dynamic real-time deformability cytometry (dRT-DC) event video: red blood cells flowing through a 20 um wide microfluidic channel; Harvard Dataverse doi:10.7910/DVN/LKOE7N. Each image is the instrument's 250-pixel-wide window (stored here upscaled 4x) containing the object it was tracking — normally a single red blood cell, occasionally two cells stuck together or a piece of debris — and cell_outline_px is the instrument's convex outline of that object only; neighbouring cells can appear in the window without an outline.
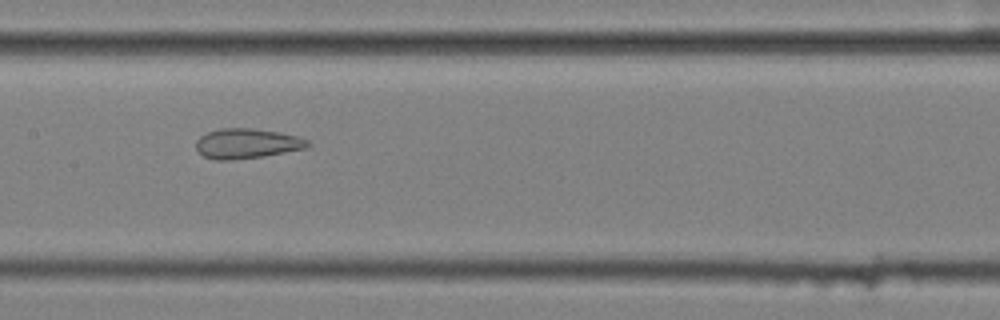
{"species": "common noctule bat (a hibernating species)", "species_latin": "Nyctalus noctula", "temperature_condition": "cold", "stored_images_in_passage": 8, "camera_frame_rate_fps": 3000, "um_per_image_px": 0.085, "animal": {"sex": "female", "body_mass_g": 25.1}, "frame": {"image": 1, "passage_image": 7, "time_ms": 2.0, "image_size_px": [1000, 320], "cell_outline_px": [[312, 144], [308, 148], [264, 156], [232, 160], [216, 160], [204, 156], [196, 148], [196, 140], [200, 136], [208, 132], [220, 128], [252, 128], [280, 132], [296, 136], [308, 140]], "centroid_in_image_um": [21.01, 12.2], "position_along_channel_um": 186.4, "area_um2": 19.59}}
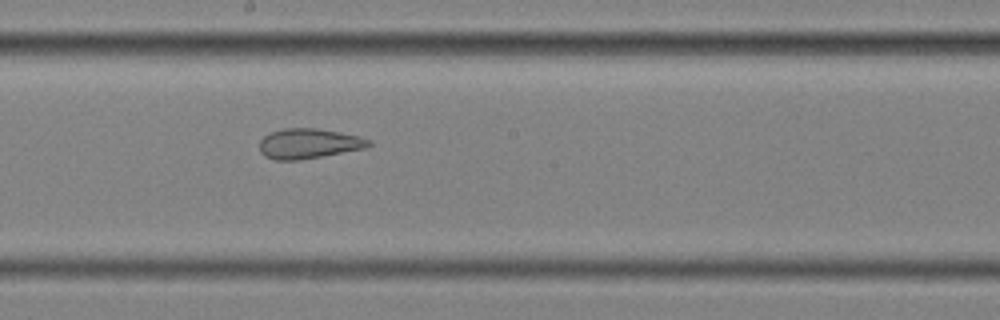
{"frame": {"image": 2, "passage_image": 8, "time_ms": 2.333, "image_size_px": [1000, 320], "cell_outline_px": [[372, 144], [368, 148], [300, 160], [276, 160], [264, 156], [260, 152], [260, 140], [264, 136], [272, 132], [284, 128], [316, 128], [340, 132], [360, 136], [372, 140]], "centroid_in_image_um": [26.28, 12.21], "position_along_channel_um": 221.9, "area_um2": 19.31}}